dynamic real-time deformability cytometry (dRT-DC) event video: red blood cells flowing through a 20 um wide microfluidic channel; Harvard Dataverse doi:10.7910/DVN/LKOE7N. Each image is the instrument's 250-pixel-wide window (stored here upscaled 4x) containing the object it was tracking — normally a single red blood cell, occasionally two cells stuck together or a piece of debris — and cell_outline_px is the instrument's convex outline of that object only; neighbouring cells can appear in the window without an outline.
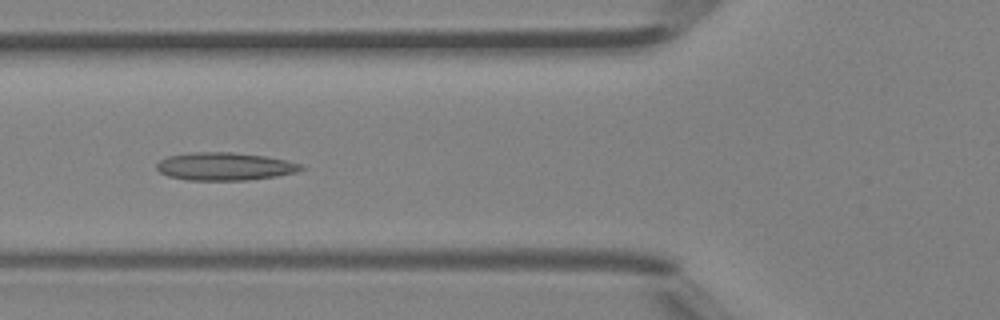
{"species": "Egyptian fruit bat (a non-hibernating species)", "species_latin": "Rousettus aegyptiacus", "temperature_condition": "room temperature", "stored_images_in_passage": 5, "camera_frame_rate_fps": 3000, "um_per_image_px": 0.085, "animal": {"sex": "female"}, "frame": {"image": 1, "passage_image": 5, "time_ms": 1.333, "image_size_px": [1000, 320], "cell_outline_px": [[304, 168], [296, 172], [276, 176], [248, 180], [188, 180], [168, 176], [160, 172], [156, 168], [156, 164], [160, 160], [168, 156], [196, 152], [232, 152], [264, 156], [288, 160], [304, 164]], "centroid_in_image_um": [19.13, 14.14], "position_along_channel_um": 106.7, "area_um2": 23.47}}